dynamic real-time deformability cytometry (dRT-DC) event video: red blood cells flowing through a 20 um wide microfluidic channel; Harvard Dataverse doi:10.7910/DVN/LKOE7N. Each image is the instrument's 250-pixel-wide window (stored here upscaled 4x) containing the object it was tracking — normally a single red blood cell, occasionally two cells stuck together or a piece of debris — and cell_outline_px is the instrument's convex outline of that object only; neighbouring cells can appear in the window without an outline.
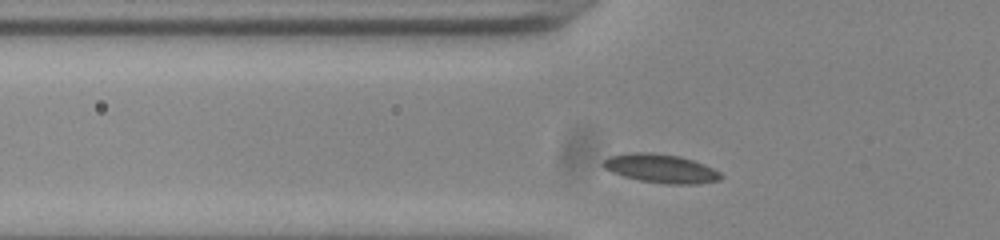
{"species": "common noctule bat (a hibernating species)", "species_latin": "Nyctalus noctula", "temperature_condition": "room temperature", "stored_images_in_passage": 32, "camera_frame_rate_fps": 3000, "um_per_image_px": 0.085, "animal": {"sex": "male", "body_mass_g": 20.0, "forearm_length_mm": 53.3}, "frame": {"image": 1, "passage_image": 3, "time_ms": 0.667, "image_size_px": [1000, 240], "cell_outline_px": [[724, 176], [720, 180], [696, 184], [668, 184], [640, 180], [624, 176], [612, 172], [604, 168], [600, 164], [608, 156], [632, 152], [652, 152], [680, 156], [704, 164], [720, 172]], "centroid_in_image_um": [56.17, 14.31], "position_along_channel_um": 69.6, "area_um2": 19.77}}
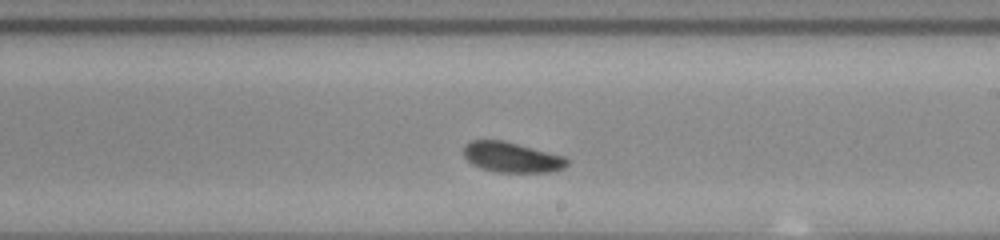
{"frame": {"image": 2, "passage_image": 17, "time_ms": 5.333, "image_size_px": [1000, 240], "cell_outline_px": [[568, 164], [564, 168], [548, 172], [496, 172], [480, 168], [472, 164], [464, 156], [464, 144], [472, 140], [504, 140], [564, 156], [568, 160]], "centroid_in_image_um": [43.48, 13.36], "position_along_channel_um": 245.5, "area_um2": 18.26}}
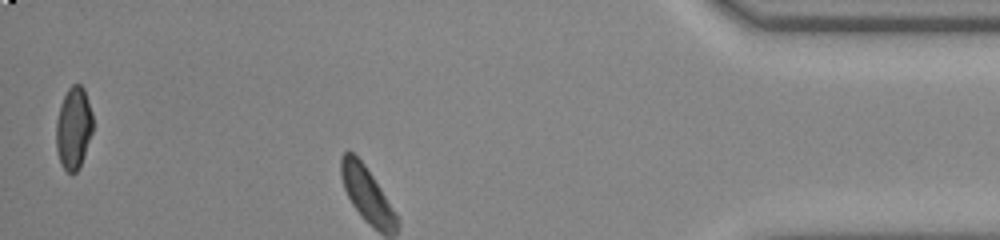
{"frame": {"image": 3, "passage_image": 32, "time_ms": 10.333, "image_size_px": [1000, 240], "cell_outline_px": [[92, 132], [80, 168], [72, 176], [60, 164], [56, 148], [56, 120], [60, 104], [68, 88], [72, 84], [80, 84], [84, 88], [92, 112]], "centroid_in_image_um": [6.24, 10.9], "position_along_channel_um": 429.0, "area_um2": 17.8}, "authors_computed_cell_mechanics": {"area_um2": 18.4671, "velocity_mm_per_s": 3.8213, "shape_relaxation_time_tau1_ms": 1.855, "shape_relaxation_time_tau2_ms": null, "deformation_change_tau1": 0.0876, "deformation_change_tau2": null}}